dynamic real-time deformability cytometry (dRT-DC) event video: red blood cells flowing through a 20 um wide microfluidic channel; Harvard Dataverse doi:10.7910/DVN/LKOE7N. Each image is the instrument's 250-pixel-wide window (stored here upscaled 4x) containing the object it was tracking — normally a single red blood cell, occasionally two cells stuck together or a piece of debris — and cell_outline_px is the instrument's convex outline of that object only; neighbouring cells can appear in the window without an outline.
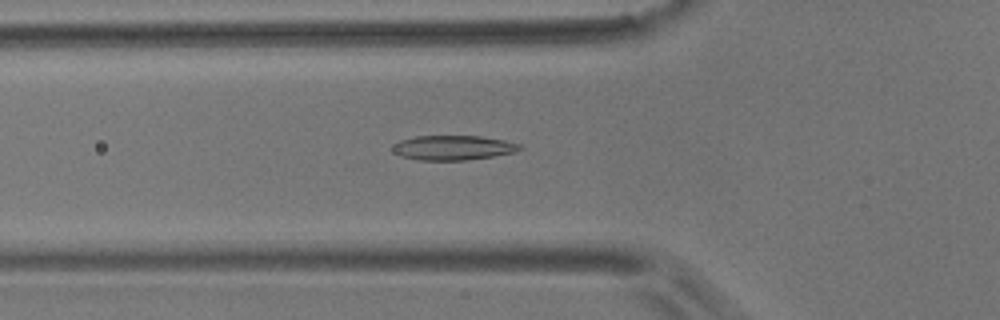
{"species": "common noctule bat (a hibernating species)", "species_latin": "Nyctalus noctula", "temperature_condition": "room temperature", "stored_images_in_passage": 45, "camera_frame_rate_fps": 3000, "um_per_image_px": 0.085, "animal": {"sex": "male", "body_mass_g": 17.9}, "frame": {"image": 1, "passage_image": 8, "time_ms": 2.333, "image_size_px": [1000, 320], "cell_outline_px": [[524, 148], [512, 152], [492, 156], [468, 160], [420, 160], [400, 156], [392, 152], [392, 148], [400, 140], [416, 136], [480, 136], [504, 140], [520, 144]], "centroid_in_image_um": [38.5, 12.55], "position_along_channel_um": 87.3, "area_um2": 18.15}}
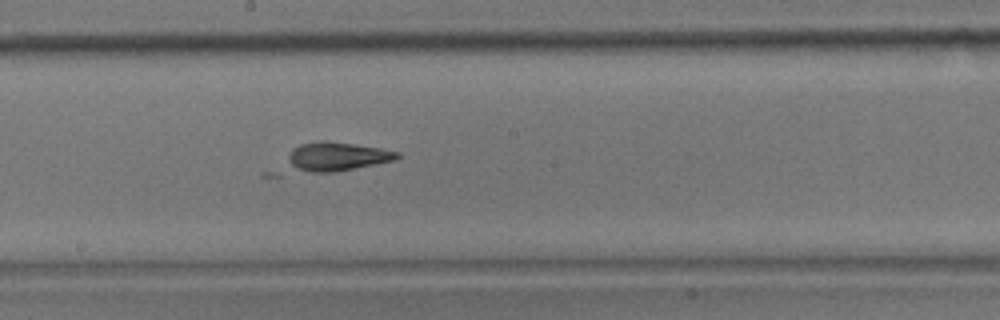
{"frame": {"image": 2, "passage_image": 19, "time_ms": 6.0, "image_size_px": [1000, 320], "cell_outline_px": [[400, 156], [396, 160], [356, 168], [332, 172], [308, 172], [288, 168], [288, 156], [292, 148], [300, 144], [320, 140], [324, 140], [380, 148], [400, 152]], "centroid_in_image_um": [28.6, 13.3], "position_along_channel_um": 219.6, "area_um2": 18.5}}
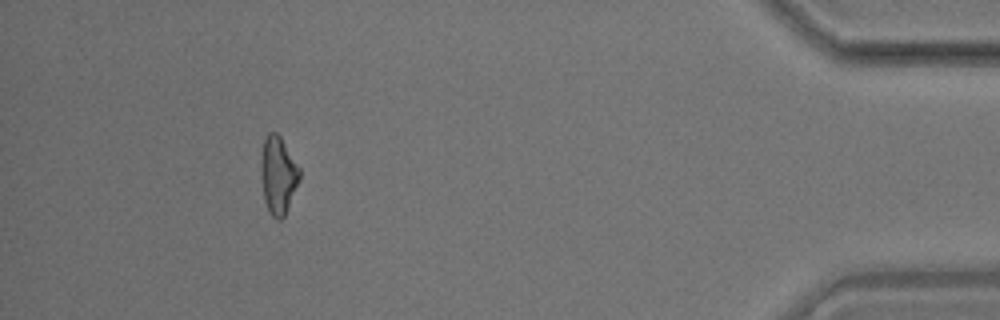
{"frame": {"image": 3, "passage_image": 40, "time_ms": 13.0, "image_size_px": [1000, 320], "cell_outline_px": [[300, 180], [284, 216], [280, 220], [276, 220], [268, 212], [264, 200], [260, 168], [260, 156], [264, 140], [268, 132], [276, 132], [280, 136], [300, 168]], "centroid_in_image_um": [23.63, 14.89], "position_along_channel_um": 411.6, "area_um2": 17.63}}